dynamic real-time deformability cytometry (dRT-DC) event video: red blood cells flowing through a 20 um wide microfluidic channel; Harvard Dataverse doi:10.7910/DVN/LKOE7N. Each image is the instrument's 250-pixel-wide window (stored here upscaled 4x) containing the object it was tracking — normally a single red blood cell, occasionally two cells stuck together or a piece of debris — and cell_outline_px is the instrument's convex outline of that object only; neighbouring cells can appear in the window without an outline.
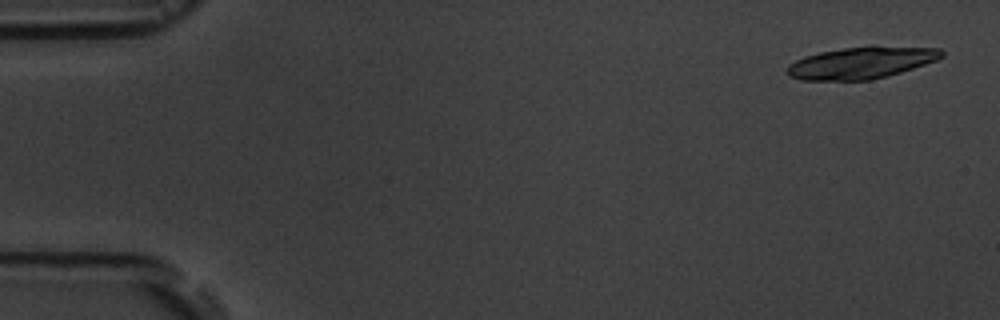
{"species": "common noctule bat (a hibernating species)", "species_latin": "Nyctalus noctula", "temperature_condition": "room temperature", "stored_images_in_passage": 5, "camera_frame_rate_fps": 3000, "um_per_image_px": 0.085, "animal": {"sex": "male", "body_mass_g": 19.5, "forearm_length_mm": 54.6}, "frame": {"image": 1, "passage_image": 1, "time_ms": 0.0, "image_size_px": [1000, 320], "cell_outline_px": [[944, 56], [936, 60], [888, 76], [868, 80], [800, 80], [788, 76], [784, 72], [784, 68], [788, 64], [804, 56], [820, 52], [844, 48], [872, 44], [940, 48], [944, 52]], "centroid_in_image_um": [73.19, 5.31], "position_along_channel_um": 11.8, "area_um2": 29.3}}